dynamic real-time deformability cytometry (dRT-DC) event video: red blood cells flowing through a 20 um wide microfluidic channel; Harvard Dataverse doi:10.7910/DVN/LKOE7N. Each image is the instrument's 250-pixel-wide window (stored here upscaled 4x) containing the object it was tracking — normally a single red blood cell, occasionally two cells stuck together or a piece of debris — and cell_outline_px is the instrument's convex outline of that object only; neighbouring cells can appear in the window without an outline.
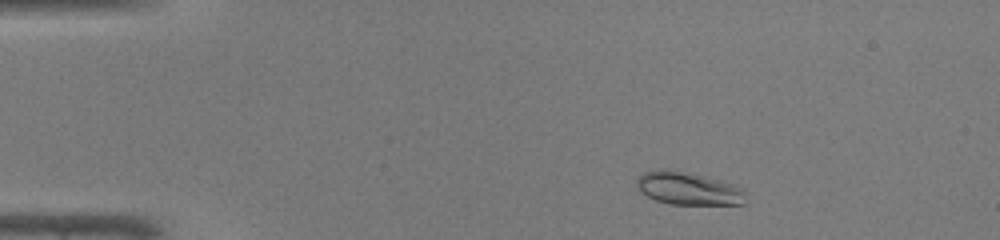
{"species": "common noctule bat (a hibernating species)", "species_latin": "Nyctalus noctula", "temperature_condition": "warm", "stored_images_in_passage": 44, "camera_frame_rate_fps": 3000, "um_per_image_px": 0.085, "animal": {"sex": "male", "body_mass_g": 19.0, "forearm_length_mm": 50.8}, "frame": {"image": 1, "passage_image": 4, "time_ms": 1.0, "image_size_px": [1000, 240], "cell_outline_px": [[744, 204], [668, 204], [656, 200], [640, 192], [636, 188], [636, 180], [644, 172], [660, 168], [664, 168], [692, 172], [724, 180], [744, 188]], "centroid_in_image_um": [58.49, 15.99], "position_along_channel_um": 26.5, "area_um2": 21.33}}
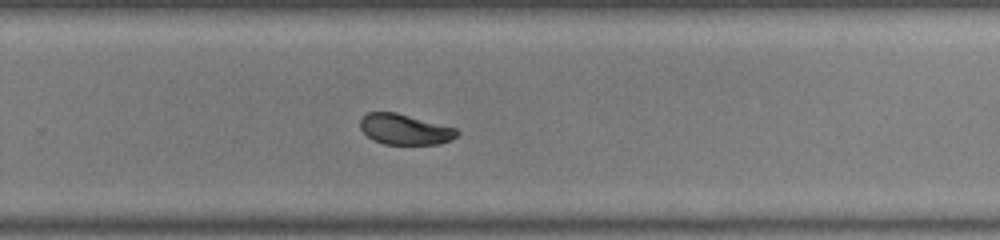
{"frame": {"image": 2, "passage_image": 28, "time_ms": 9.0, "image_size_px": [1000, 240], "cell_outline_px": [[460, 132], [456, 136], [440, 144], [384, 144], [372, 140], [360, 128], [360, 120], [368, 112], [396, 112], [456, 128]], "centroid_in_image_um": [34.39, 10.99], "position_along_channel_um": 295.4, "area_um2": 17.11}}
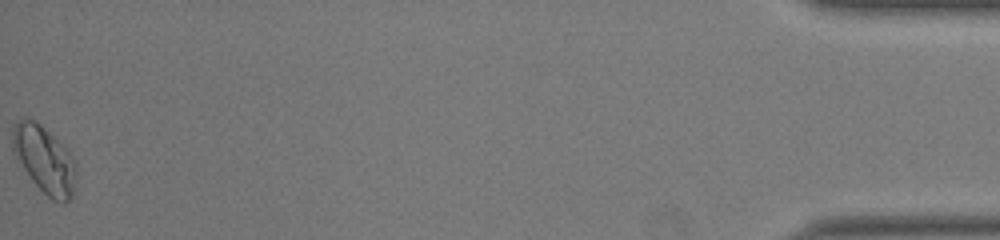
{"frame": {"image": 3, "passage_image": 44, "time_ms": 14.333, "image_size_px": [1000, 240], "cell_outline_px": [[76, 172], [72, 196], [64, 204], [60, 204], [52, 200], [32, 180], [12, 152], [12, 124], [16, 120], [36, 120], [68, 148], [76, 160]], "centroid_in_image_um": [3.79, 13.55], "position_along_channel_um": 431.4, "area_um2": 25.14}, "authors_computed_cell_mechanics": {"area_um2": 18.5538, "velocity_mm_per_s": 4.2925, "shape_relaxation_time_tau1_ms": 2.0526, "shape_relaxation_time_tau2_ms": 0.7189, "deformation_change_tau1": 0.1343, "deformation_change_tau2": 0.0416}}